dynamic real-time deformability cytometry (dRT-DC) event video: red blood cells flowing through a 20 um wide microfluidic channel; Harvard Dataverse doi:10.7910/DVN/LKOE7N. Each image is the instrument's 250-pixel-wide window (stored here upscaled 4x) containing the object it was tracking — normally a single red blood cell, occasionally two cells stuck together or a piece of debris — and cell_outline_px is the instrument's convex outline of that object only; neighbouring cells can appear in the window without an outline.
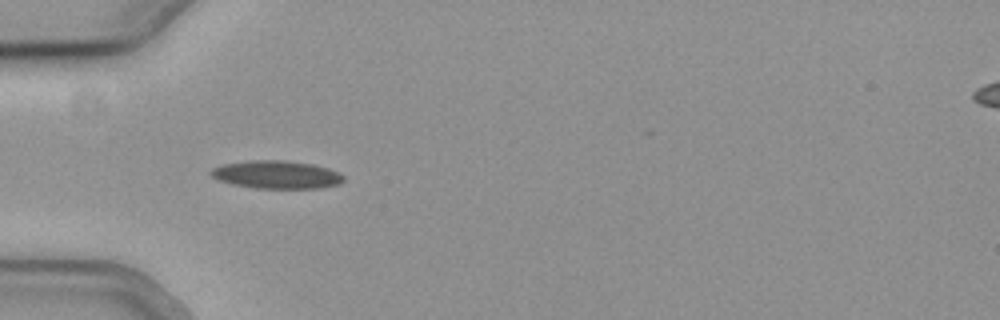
{"species": "common noctule bat (a hibernating species)", "species_latin": "Nyctalus noctula", "temperature_condition": "cold", "stored_images_in_passage": 40, "camera_frame_rate_fps": 3000, "um_per_image_px": 0.085, "animal": {"sex": "female", "body_mass_g": 19.3, "forearm_length_mm": 54.1}, "frame": {"image": 1, "passage_image": 4, "time_ms": 1.0, "image_size_px": [1000, 320], "cell_outline_px": [[344, 180], [340, 184], [316, 188], [252, 188], [232, 184], [220, 180], [212, 176], [208, 172], [212, 168], [220, 164], [252, 160], [284, 160], [312, 164], [328, 168], [344, 176]], "centroid_in_image_um": [23.47, 14.84], "position_along_channel_um": 61.5, "area_um2": 21.62}}
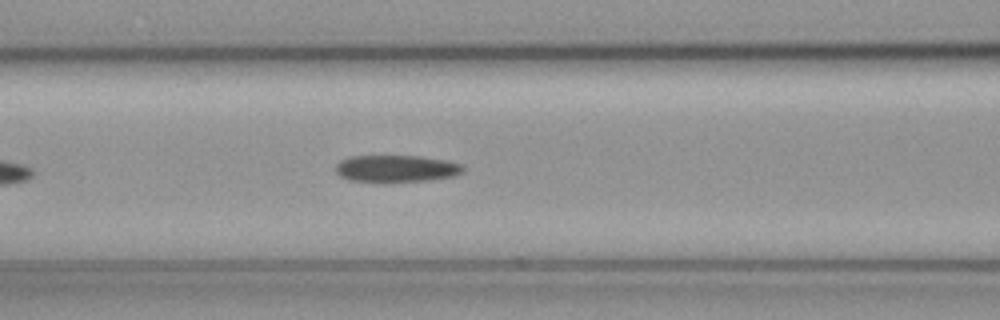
{"frame": {"image": 2, "passage_image": 10, "time_ms": 3.0, "image_size_px": [1000, 320], "cell_outline_px": [[464, 172], [456, 176], [428, 180], [348, 180], [340, 176], [336, 172], [336, 164], [340, 160], [352, 156], [420, 156], [448, 160], [460, 164], [464, 168]], "centroid_in_image_um": [33.72, 14.3], "position_along_channel_um": 132.9, "area_um2": 19.59}}
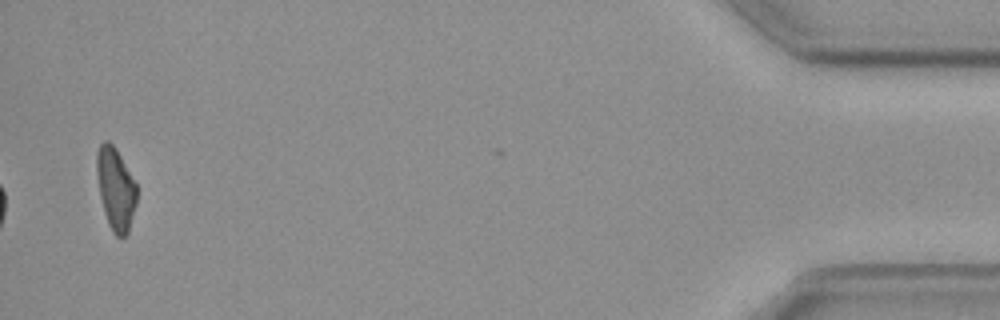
{"frame": {"image": 3, "passage_image": 40, "time_ms": 13.0, "image_size_px": [1000, 320], "cell_outline_px": [[136, 204], [128, 232], [120, 240], [112, 232], [108, 224], [104, 212], [100, 196], [96, 172], [96, 152], [100, 144], [104, 140], [108, 140], [116, 148], [136, 184]], "centroid_in_image_um": [9.81, 16.05], "position_along_channel_um": 425.4, "area_um2": 19.25}, "authors_computed_cell_mechanics": {"area_um2": 20.4901, "velocity_mm_per_s": 3.8019, "shape_relaxation_time_tau1_ms": 5.3213, "shape_relaxation_time_tau2_ms": 7.1708, "deformation_change_tau1": 0.1386, "deformation_change_tau2": 0.193}}